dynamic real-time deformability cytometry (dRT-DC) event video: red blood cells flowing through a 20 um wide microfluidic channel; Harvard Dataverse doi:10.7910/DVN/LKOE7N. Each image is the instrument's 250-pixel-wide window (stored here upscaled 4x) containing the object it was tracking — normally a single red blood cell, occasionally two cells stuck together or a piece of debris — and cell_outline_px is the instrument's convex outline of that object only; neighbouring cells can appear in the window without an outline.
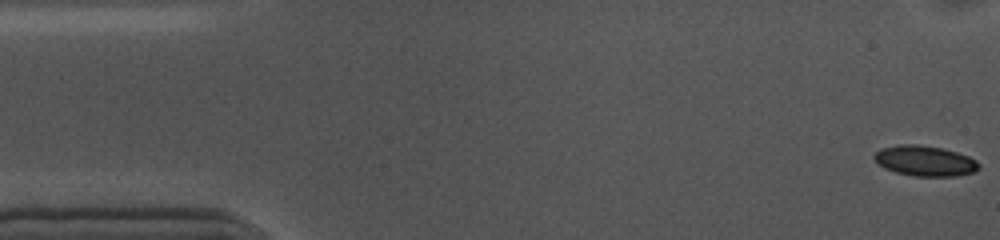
{"species": "common noctule bat (a hibernating species)", "species_latin": "Nyctalus noctula", "temperature_condition": "cold", "stored_images_in_passage": 25, "camera_frame_rate_fps": 3000, "um_per_image_px": 0.085, "animal": {"sex": "female", "body_mass_g": 10.0, "forearm_length_mm": 53.1}, "frame": {"image": 1, "passage_image": 1, "time_ms": 0.0, "image_size_px": [1000, 240], "cell_outline_px": [[980, 168], [972, 172], [956, 176], [916, 176], [896, 172], [884, 168], [872, 156], [880, 148], [900, 144], [916, 144], [940, 148], [956, 152], [968, 156], [976, 160], [980, 164]], "centroid_in_image_um": [78.61, 13.67], "position_along_channel_um": 6.4, "area_um2": 18.38}}
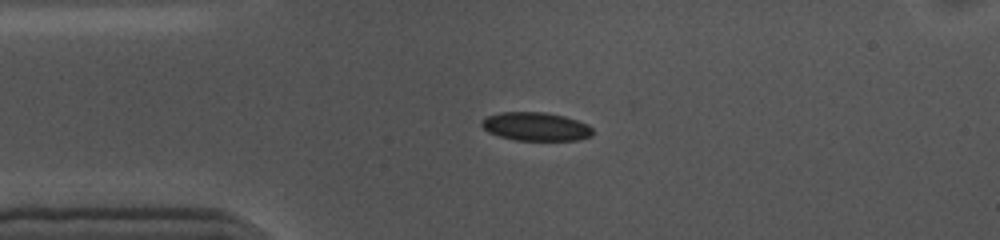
{"frame": {"image": 2, "passage_image": 12, "time_ms": 3.667, "image_size_px": [1000, 240], "cell_outline_px": [[592, 136], [576, 140], [516, 140], [500, 136], [488, 132], [480, 124], [480, 120], [488, 116], [500, 112], [544, 112], [564, 116], [588, 124], [592, 128]], "centroid_in_image_um": [45.53, 10.75], "position_along_channel_um": 39.5, "area_um2": 18.38}}